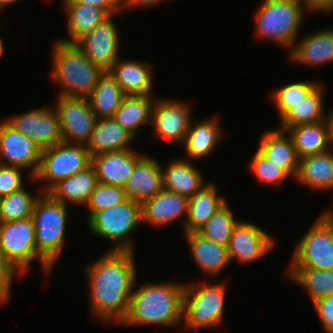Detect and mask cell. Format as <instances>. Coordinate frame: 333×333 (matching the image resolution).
Segmentation results:
<instances>
[{
    "mask_svg": "<svg viewBox=\"0 0 333 333\" xmlns=\"http://www.w3.org/2000/svg\"><path fill=\"white\" fill-rule=\"evenodd\" d=\"M135 252L107 251L86 267L92 315L103 324L121 325L127 317L130 298L137 281Z\"/></svg>",
    "mask_w": 333,
    "mask_h": 333,
    "instance_id": "obj_1",
    "label": "cell"
},
{
    "mask_svg": "<svg viewBox=\"0 0 333 333\" xmlns=\"http://www.w3.org/2000/svg\"><path fill=\"white\" fill-rule=\"evenodd\" d=\"M184 290L183 282H148L142 286L135 282L127 317L121 325L179 326L183 320Z\"/></svg>",
    "mask_w": 333,
    "mask_h": 333,
    "instance_id": "obj_2",
    "label": "cell"
},
{
    "mask_svg": "<svg viewBox=\"0 0 333 333\" xmlns=\"http://www.w3.org/2000/svg\"><path fill=\"white\" fill-rule=\"evenodd\" d=\"M50 56L58 96L88 98L104 71L89 61L77 43L57 39Z\"/></svg>",
    "mask_w": 333,
    "mask_h": 333,
    "instance_id": "obj_3",
    "label": "cell"
},
{
    "mask_svg": "<svg viewBox=\"0 0 333 333\" xmlns=\"http://www.w3.org/2000/svg\"><path fill=\"white\" fill-rule=\"evenodd\" d=\"M261 4L254 14L258 38L291 51L308 10L298 0H264Z\"/></svg>",
    "mask_w": 333,
    "mask_h": 333,
    "instance_id": "obj_4",
    "label": "cell"
},
{
    "mask_svg": "<svg viewBox=\"0 0 333 333\" xmlns=\"http://www.w3.org/2000/svg\"><path fill=\"white\" fill-rule=\"evenodd\" d=\"M226 288L225 282H185L182 321L184 329H195L194 333H197L200 329L220 325L226 307Z\"/></svg>",
    "mask_w": 333,
    "mask_h": 333,
    "instance_id": "obj_5",
    "label": "cell"
},
{
    "mask_svg": "<svg viewBox=\"0 0 333 333\" xmlns=\"http://www.w3.org/2000/svg\"><path fill=\"white\" fill-rule=\"evenodd\" d=\"M67 206L48 193H41L32 212L36 250L52 267L64 249L67 218L71 210Z\"/></svg>",
    "mask_w": 333,
    "mask_h": 333,
    "instance_id": "obj_6",
    "label": "cell"
},
{
    "mask_svg": "<svg viewBox=\"0 0 333 333\" xmlns=\"http://www.w3.org/2000/svg\"><path fill=\"white\" fill-rule=\"evenodd\" d=\"M91 234L115 243L110 251L134 252L131 233L142 223L141 204L131 199L94 213L87 220Z\"/></svg>",
    "mask_w": 333,
    "mask_h": 333,
    "instance_id": "obj_7",
    "label": "cell"
},
{
    "mask_svg": "<svg viewBox=\"0 0 333 333\" xmlns=\"http://www.w3.org/2000/svg\"><path fill=\"white\" fill-rule=\"evenodd\" d=\"M0 252L21 274L28 273L33 260H39L44 273L53 267L37 252L32 218L0 223Z\"/></svg>",
    "mask_w": 333,
    "mask_h": 333,
    "instance_id": "obj_8",
    "label": "cell"
},
{
    "mask_svg": "<svg viewBox=\"0 0 333 333\" xmlns=\"http://www.w3.org/2000/svg\"><path fill=\"white\" fill-rule=\"evenodd\" d=\"M92 164V157L83 144L59 142L41 152L40 164L32 181L46 182L40 193H47L55 184L84 170Z\"/></svg>",
    "mask_w": 333,
    "mask_h": 333,
    "instance_id": "obj_9",
    "label": "cell"
},
{
    "mask_svg": "<svg viewBox=\"0 0 333 333\" xmlns=\"http://www.w3.org/2000/svg\"><path fill=\"white\" fill-rule=\"evenodd\" d=\"M291 261L288 267L333 269V227L321 214L295 244Z\"/></svg>",
    "mask_w": 333,
    "mask_h": 333,
    "instance_id": "obj_10",
    "label": "cell"
},
{
    "mask_svg": "<svg viewBox=\"0 0 333 333\" xmlns=\"http://www.w3.org/2000/svg\"><path fill=\"white\" fill-rule=\"evenodd\" d=\"M56 99L53 107L59 117L62 141L86 145L98 119L88 98L57 96Z\"/></svg>",
    "mask_w": 333,
    "mask_h": 333,
    "instance_id": "obj_11",
    "label": "cell"
},
{
    "mask_svg": "<svg viewBox=\"0 0 333 333\" xmlns=\"http://www.w3.org/2000/svg\"><path fill=\"white\" fill-rule=\"evenodd\" d=\"M4 120L15 130L33 140L41 151L62 142L59 117L52 106H41Z\"/></svg>",
    "mask_w": 333,
    "mask_h": 333,
    "instance_id": "obj_12",
    "label": "cell"
},
{
    "mask_svg": "<svg viewBox=\"0 0 333 333\" xmlns=\"http://www.w3.org/2000/svg\"><path fill=\"white\" fill-rule=\"evenodd\" d=\"M191 102L172 98H156L151 126L157 139L183 144L192 119Z\"/></svg>",
    "mask_w": 333,
    "mask_h": 333,
    "instance_id": "obj_13",
    "label": "cell"
},
{
    "mask_svg": "<svg viewBox=\"0 0 333 333\" xmlns=\"http://www.w3.org/2000/svg\"><path fill=\"white\" fill-rule=\"evenodd\" d=\"M275 239L255 223L239 220L227 247L230 262L251 264L275 248Z\"/></svg>",
    "mask_w": 333,
    "mask_h": 333,
    "instance_id": "obj_14",
    "label": "cell"
},
{
    "mask_svg": "<svg viewBox=\"0 0 333 333\" xmlns=\"http://www.w3.org/2000/svg\"><path fill=\"white\" fill-rule=\"evenodd\" d=\"M113 19L110 15L76 42L89 61L103 71H108L120 56V33Z\"/></svg>",
    "mask_w": 333,
    "mask_h": 333,
    "instance_id": "obj_15",
    "label": "cell"
},
{
    "mask_svg": "<svg viewBox=\"0 0 333 333\" xmlns=\"http://www.w3.org/2000/svg\"><path fill=\"white\" fill-rule=\"evenodd\" d=\"M41 150L29 137L15 130L5 120L0 122V164L30 169L33 178L39 168Z\"/></svg>",
    "mask_w": 333,
    "mask_h": 333,
    "instance_id": "obj_16",
    "label": "cell"
},
{
    "mask_svg": "<svg viewBox=\"0 0 333 333\" xmlns=\"http://www.w3.org/2000/svg\"><path fill=\"white\" fill-rule=\"evenodd\" d=\"M187 210V197L162 189L156 196L141 204L142 223L159 228L183 217L184 231Z\"/></svg>",
    "mask_w": 333,
    "mask_h": 333,
    "instance_id": "obj_17",
    "label": "cell"
},
{
    "mask_svg": "<svg viewBox=\"0 0 333 333\" xmlns=\"http://www.w3.org/2000/svg\"><path fill=\"white\" fill-rule=\"evenodd\" d=\"M163 189L162 166L153 156L144 154L135 164L124 187L127 198L142 204Z\"/></svg>",
    "mask_w": 333,
    "mask_h": 333,
    "instance_id": "obj_18",
    "label": "cell"
},
{
    "mask_svg": "<svg viewBox=\"0 0 333 333\" xmlns=\"http://www.w3.org/2000/svg\"><path fill=\"white\" fill-rule=\"evenodd\" d=\"M136 151L125 149L91 156L98 183L124 188L136 162L144 155Z\"/></svg>",
    "mask_w": 333,
    "mask_h": 333,
    "instance_id": "obj_19",
    "label": "cell"
},
{
    "mask_svg": "<svg viewBox=\"0 0 333 333\" xmlns=\"http://www.w3.org/2000/svg\"><path fill=\"white\" fill-rule=\"evenodd\" d=\"M218 117L204 120L190 121L188 131L184 140L185 160L202 159L211 154L218 142L223 139V126ZM222 126V127H221ZM191 159V160H190Z\"/></svg>",
    "mask_w": 333,
    "mask_h": 333,
    "instance_id": "obj_20",
    "label": "cell"
},
{
    "mask_svg": "<svg viewBox=\"0 0 333 333\" xmlns=\"http://www.w3.org/2000/svg\"><path fill=\"white\" fill-rule=\"evenodd\" d=\"M153 69L150 63L119 58L108 70L125 95H153Z\"/></svg>",
    "mask_w": 333,
    "mask_h": 333,
    "instance_id": "obj_21",
    "label": "cell"
},
{
    "mask_svg": "<svg viewBox=\"0 0 333 333\" xmlns=\"http://www.w3.org/2000/svg\"><path fill=\"white\" fill-rule=\"evenodd\" d=\"M190 255L201 272L210 278H216L230 265L227 247L204 238L198 232L185 233Z\"/></svg>",
    "mask_w": 333,
    "mask_h": 333,
    "instance_id": "obj_22",
    "label": "cell"
},
{
    "mask_svg": "<svg viewBox=\"0 0 333 333\" xmlns=\"http://www.w3.org/2000/svg\"><path fill=\"white\" fill-rule=\"evenodd\" d=\"M161 166L163 189L167 191L178 193L189 199L207 184L197 165L183 157L174 159L164 168L163 165Z\"/></svg>",
    "mask_w": 333,
    "mask_h": 333,
    "instance_id": "obj_23",
    "label": "cell"
},
{
    "mask_svg": "<svg viewBox=\"0 0 333 333\" xmlns=\"http://www.w3.org/2000/svg\"><path fill=\"white\" fill-rule=\"evenodd\" d=\"M289 58L295 64L309 67L333 63V28L322 29L300 38L290 51Z\"/></svg>",
    "mask_w": 333,
    "mask_h": 333,
    "instance_id": "obj_24",
    "label": "cell"
},
{
    "mask_svg": "<svg viewBox=\"0 0 333 333\" xmlns=\"http://www.w3.org/2000/svg\"><path fill=\"white\" fill-rule=\"evenodd\" d=\"M259 143L258 150L295 179L300 158L287 131L278 128L266 130Z\"/></svg>",
    "mask_w": 333,
    "mask_h": 333,
    "instance_id": "obj_25",
    "label": "cell"
},
{
    "mask_svg": "<svg viewBox=\"0 0 333 333\" xmlns=\"http://www.w3.org/2000/svg\"><path fill=\"white\" fill-rule=\"evenodd\" d=\"M135 137L121 127L113 118L97 119L90 139L86 143L91 156L132 149Z\"/></svg>",
    "mask_w": 333,
    "mask_h": 333,
    "instance_id": "obj_26",
    "label": "cell"
},
{
    "mask_svg": "<svg viewBox=\"0 0 333 333\" xmlns=\"http://www.w3.org/2000/svg\"><path fill=\"white\" fill-rule=\"evenodd\" d=\"M294 180L312 190H333V147L325 152L300 158Z\"/></svg>",
    "mask_w": 333,
    "mask_h": 333,
    "instance_id": "obj_27",
    "label": "cell"
},
{
    "mask_svg": "<svg viewBox=\"0 0 333 333\" xmlns=\"http://www.w3.org/2000/svg\"><path fill=\"white\" fill-rule=\"evenodd\" d=\"M98 184L94 166L91 164L82 171L55 184L47 193L57 201L67 205H86Z\"/></svg>",
    "mask_w": 333,
    "mask_h": 333,
    "instance_id": "obj_28",
    "label": "cell"
},
{
    "mask_svg": "<svg viewBox=\"0 0 333 333\" xmlns=\"http://www.w3.org/2000/svg\"><path fill=\"white\" fill-rule=\"evenodd\" d=\"M217 185L209 181L188 199L184 233L198 232L211 216L227 201L217 192Z\"/></svg>",
    "mask_w": 333,
    "mask_h": 333,
    "instance_id": "obj_29",
    "label": "cell"
},
{
    "mask_svg": "<svg viewBox=\"0 0 333 333\" xmlns=\"http://www.w3.org/2000/svg\"><path fill=\"white\" fill-rule=\"evenodd\" d=\"M286 131L292 138L299 158L316 155L332 148L327 119L289 127Z\"/></svg>",
    "mask_w": 333,
    "mask_h": 333,
    "instance_id": "obj_30",
    "label": "cell"
},
{
    "mask_svg": "<svg viewBox=\"0 0 333 333\" xmlns=\"http://www.w3.org/2000/svg\"><path fill=\"white\" fill-rule=\"evenodd\" d=\"M62 5L67 15L66 28L69 38L58 39L69 43H76L109 17L103 9L93 5L81 2H63Z\"/></svg>",
    "mask_w": 333,
    "mask_h": 333,
    "instance_id": "obj_31",
    "label": "cell"
},
{
    "mask_svg": "<svg viewBox=\"0 0 333 333\" xmlns=\"http://www.w3.org/2000/svg\"><path fill=\"white\" fill-rule=\"evenodd\" d=\"M156 97L151 95H126L113 119L137 138L144 125L151 124L152 108Z\"/></svg>",
    "mask_w": 333,
    "mask_h": 333,
    "instance_id": "obj_32",
    "label": "cell"
},
{
    "mask_svg": "<svg viewBox=\"0 0 333 333\" xmlns=\"http://www.w3.org/2000/svg\"><path fill=\"white\" fill-rule=\"evenodd\" d=\"M323 88L319 83L302 101L293 106L279 120L280 128L278 129L286 131L289 127L326 120Z\"/></svg>",
    "mask_w": 333,
    "mask_h": 333,
    "instance_id": "obj_33",
    "label": "cell"
},
{
    "mask_svg": "<svg viewBox=\"0 0 333 333\" xmlns=\"http://www.w3.org/2000/svg\"><path fill=\"white\" fill-rule=\"evenodd\" d=\"M125 96V93L109 72L104 71L88 100L92 112L98 119L113 118Z\"/></svg>",
    "mask_w": 333,
    "mask_h": 333,
    "instance_id": "obj_34",
    "label": "cell"
},
{
    "mask_svg": "<svg viewBox=\"0 0 333 333\" xmlns=\"http://www.w3.org/2000/svg\"><path fill=\"white\" fill-rule=\"evenodd\" d=\"M288 279L304 288L312 302L333 295V269L287 267Z\"/></svg>",
    "mask_w": 333,
    "mask_h": 333,
    "instance_id": "obj_35",
    "label": "cell"
},
{
    "mask_svg": "<svg viewBox=\"0 0 333 333\" xmlns=\"http://www.w3.org/2000/svg\"><path fill=\"white\" fill-rule=\"evenodd\" d=\"M40 195H33L24 187L0 199V223L32 217L35 203Z\"/></svg>",
    "mask_w": 333,
    "mask_h": 333,
    "instance_id": "obj_36",
    "label": "cell"
},
{
    "mask_svg": "<svg viewBox=\"0 0 333 333\" xmlns=\"http://www.w3.org/2000/svg\"><path fill=\"white\" fill-rule=\"evenodd\" d=\"M228 205L226 202L221 206L198 231L204 238L224 247H228L232 231L239 221Z\"/></svg>",
    "mask_w": 333,
    "mask_h": 333,
    "instance_id": "obj_37",
    "label": "cell"
},
{
    "mask_svg": "<svg viewBox=\"0 0 333 333\" xmlns=\"http://www.w3.org/2000/svg\"><path fill=\"white\" fill-rule=\"evenodd\" d=\"M318 84L316 81L297 80L273 90L271 99L278 119L280 120L293 106L302 101Z\"/></svg>",
    "mask_w": 333,
    "mask_h": 333,
    "instance_id": "obj_38",
    "label": "cell"
},
{
    "mask_svg": "<svg viewBox=\"0 0 333 333\" xmlns=\"http://www.w3.org/2000/svg\"><path fill=\"white\" fill-rule=\"evenodd\" d=\"M249 168L261 184L267 186H281L291 176L281 167L266 158L258 149L252 157Z\"/></svg>",
    "mask_w": 333,
    "mask_h": 333,
    "instance_id": "obj_39",
    "label": "cell"
},
{
    "mask_svg": "<svg viewBox=\"0 0 333 333\" xmlns=\"http://www.w3.org/2000/svg\"><path fill=\"white\" fill-rule=\"evenodd\" d=\"M127 199L124 188L98 183L85 205L89 211L87 220L94 213L119 205Z\"/></svg>",
    "mask_w": 333,
    "mask_h": 333,
    "instance_id": "obj_40",
    "label": "cell"
},
{
    "mask_svg": "<svg viewBox=\"0 0 333 333\" xmlns=\"http://www.w3.org/2000/svg\"><path fill=\"white\" fill-rule=\"evenodd\" d=\"M23 169L0 164V198L24 187Z\"/></svg>",
    "mask_w": 333,
    "mask_h": 333,
    "instance_id": "obj_41",
    "label": "cell"
},
{
    "mask_svg": "<svg viewBox=\"0 0 333 333\" xmlns=\"http://www.w3.org/2000/svg\"><path fill=\"white\" fill-rule=\"evenodd\" d=\"M20 273L15 269L0 252V305L3 306L10 300L11 281Z\"/></svg>",
    "mask_w": 333,
    "mask_h": 333,
    "instance_id": "obj_42",
    "label": "cell"
},
{
    "mask_svg": "<svg viewBox=\"0 0 333 333\" xmlns=\"http://www.w3.org/2000/svg\"><path fill=\"white\" fill-rule=\"evenodd\" d=\"M325 332L333 333V295L312 302Z\"/></svg>",
    "mask_w": 333,
    "mask_h": 333,
    "instance_id": "obj_43",
    "label": "cell"
},
{
    "mask_svg": "<svg viewBox=\"0 0 333 333\" xmlns=\"http://www.w3.org/2000/svg\"><path fill=\"white\" fill-rule=\"evenodd\" d=\"M63 2H81L103 9L109 16L122 11V0H62Z\"/></svg>",
    "mask_w": 333,
    "mask_h": 333,
    "instance_id": "obj_44",
    "label": "cell"
},
{
    "mask_svg": "<svg viewBox=\"0 0 333 333\" xmlns=\"http://www.w3.org/2000/svg\"><path fill=\"white\" fill-rule=\"evenodd\" d=\"M308 11L330 13L333 12V0H298Z\"/></svg>",
    "mask_w": 333,
    "mask_h": 333,
    "instance_id": "obj_45",
    "label": "cell"
},
{
    "mask_svg": "<svg viewBox=\"0 0 333 333\" xmlns=\"http://www.w3.org/2000/svg\"><path fill=\"white\" fill-rule=\"evenodd\" d=\"M165 0H122V12H126L127 10L129 11L130 9L134 10L139 8H153L156 5H159L161 3H164Z\"/></svg>",
    "mask_w": 333,
    "mask_h": 333,
    "instance_id": "obj_46",
    "label": "cell"
},
{
    "mask_svg": "<svg viewBox=\"0 0 333 333\" xmlns=\"http://www.w3.org/2000/svg\"><path fill=\"white\" fill-rule=\"evenodd\" d=\"M327 120L329 123L330 141L333 147V109L327 111Z\"/></svg>",
    "mask_w": 333,
    "mask_h": 333,
    "instance_id": "obj_47",
    "label": "cell"
},
{
    "mask_svg": "<svg viewBox=\"0 0 333 333\" xmlns=\"http://www.w3.org/2000/svg\"><path fill=\"white\" fill-rule=\"evenodd\" d=\"M333 206V202L331 204ZM325 220L333 227V207L321 213Z\"/></svg>",
    "mask_w": 333,
    "mask_h": 333,
    "instance_id": "obj_48",
    "label": "cell"
},
{
    "mask_svg": "<svg viewBox=\"0 0 333 333\" xmlns=\"http://www.w3.org/2000/svg\"><path fill=\"white\" fill-rule=\"evenodd\" d=\"M18 1L22 0H0V12L4 10L6 6H10L11 4H16Z\"/></svg>",
    "mask_w": 333,
    "mask_h": 333,
    "instance_id": "obj_49",
    "label": "cell"
},
{
    "mask_svg": "<svg viewBox=\"0 0 333 333\" xmlns=\"http://www.w3.org/2000/svg\"><path fill=\"white\" fill-rule=\"evenodd\" d=\"M4 42H3V39L2 37L0 38V57L2 58L3 54H4ZM0 58V59H1Z\"/></svg>",
    "mask_w": 333,
    "mask_h": 333,
    "instance_id": "obj_50",
    "label": "cell"
}]
</instances>
